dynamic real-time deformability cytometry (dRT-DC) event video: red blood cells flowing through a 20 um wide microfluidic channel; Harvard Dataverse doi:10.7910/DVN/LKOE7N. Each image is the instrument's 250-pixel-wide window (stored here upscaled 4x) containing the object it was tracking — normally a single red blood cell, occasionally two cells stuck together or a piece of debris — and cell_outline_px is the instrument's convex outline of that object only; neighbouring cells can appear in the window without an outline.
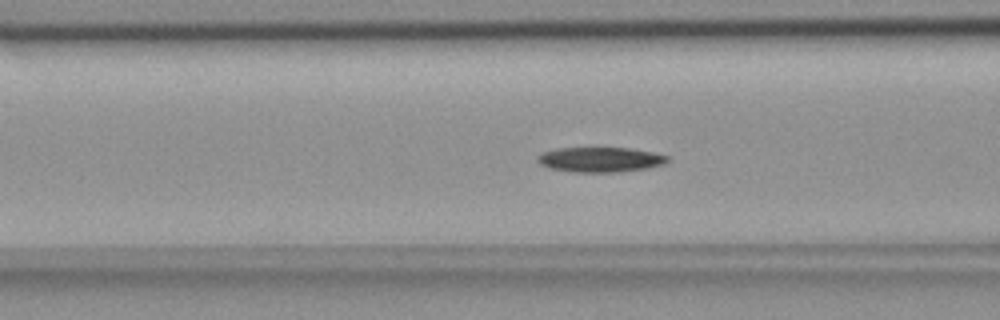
{"species": "common noctule bat (a hibernating species)", "species_latin": "Nyctalus noctula", "temperature_condition": "room temperature", "stored_images_in_passage": 55, "camera_frame_rate_fps": 3000, "um_per_image_px": 0.085, "animal": {"sex": "female", "body_mass_g": 18.4}, "frame": {"image": 1, "passage_image": 21, "time_ms": 6.667, "image_size_px": [1000, 320], "cell_outline_px": [[668, 160], [664, 164], [648, 168], [620, 172], [572, 172], [552, 168], [540, 164], [536, 160], [544, 152], [560, 148], [628, 148], [652, 152], [668, 156]], "centroid_in_image_um": [51.06, 13.57], "position_along_channel_um": 115.5, "area_um2": 18.67}}
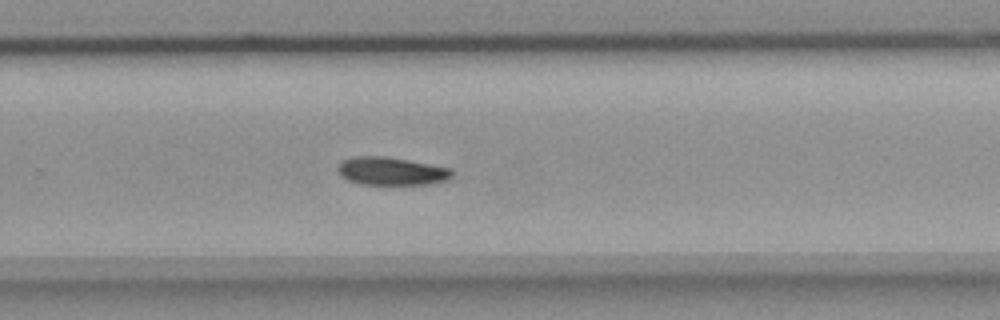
{"frame": {"image": 2, "passage_image": 36, "time_ms": 11.667, "image_size_px": [1000, 320], "cell_outline_px": [[452, 176], [448, 180], [432, 184], [360, 184], [348, 180], [340, 176], [336, 168], [344, 160], [352, 156], [384, 156], [452, 168]], "centroid_in_image_um": [33.26, 14.55], "position_along_channel_um": 296.5, "area_um2": 18.67}}
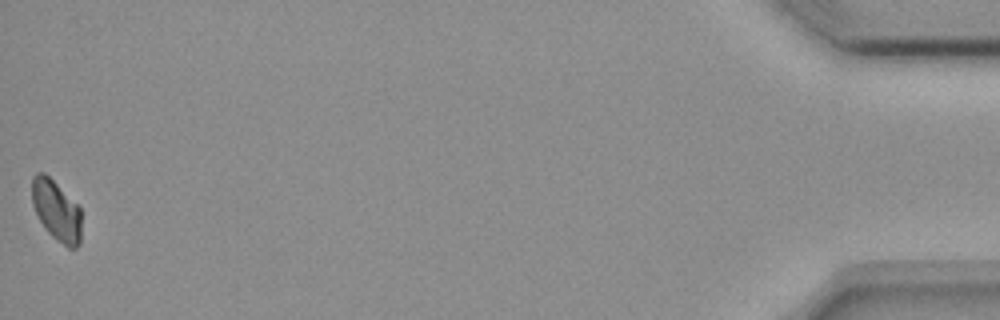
{"frame": {"image": 3, "passage_image": 55, "time_ms": 18.0, "image_size_px": [1000, 320], "cell_outline_px": [[80, 244], [76, 248], [68, 248], [56, 240], [44, 228], [32, 204], [32, 176], [36, 172], [44, 172], [80, 208]], "centroid_in_image_um": [4.77, 17.92], "position_along_channel_um": 430.4, "area_um2": 17.22}, "authors_computed_cell_mechanics": {"area_um2": 18.6116, "velocity_mm_per_s": 3.6346, "shape_relaxation_time_tau1_ms": 6.4759, "shape_relaxation_time_tau2_ms": null, "deformation_change_tau1": 0.1241, "deformation_change_tau2": null}}